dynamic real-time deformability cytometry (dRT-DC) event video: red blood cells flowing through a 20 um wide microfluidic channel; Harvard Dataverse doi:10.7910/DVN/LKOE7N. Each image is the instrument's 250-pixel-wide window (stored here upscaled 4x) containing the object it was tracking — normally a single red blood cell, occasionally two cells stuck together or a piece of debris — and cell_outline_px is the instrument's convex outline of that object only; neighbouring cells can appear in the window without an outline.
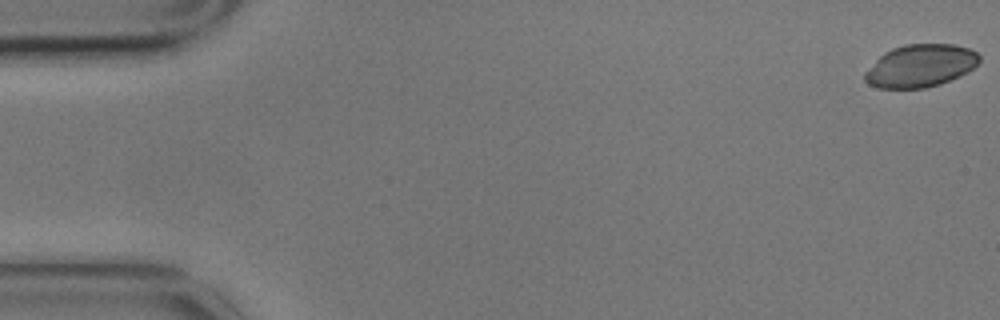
{"species": "common noctule bat (a hibernating species)", "species_latin": "Nyctalus noctula", "temperature_condition": "cold", "stored_images_in_passage": 5, "camera_frame_rate_fps": 3000, "um_per_image_px": 0.085, "animal": {"sex": "male", "body_mass_g": 17.9}, "frame": {"image": 1, "passage_image": 1, "time_ms": 0.0, "image_size_px": [1000, 320], "cell_outline_px": [[980, 60], [968, 72], [960, 76], [940, 84], [924, 88], [880, 88], [868, 84], [864, 80], [864, 72], [884, 52], [892, 48], [904, 44], [956, 44], [968, 48], [976, 52], [980, 56]], "centroid_in_image_um": [78.23, 5.59], "position_along_channel_um": 6.8, "area_um2": 28.5}}